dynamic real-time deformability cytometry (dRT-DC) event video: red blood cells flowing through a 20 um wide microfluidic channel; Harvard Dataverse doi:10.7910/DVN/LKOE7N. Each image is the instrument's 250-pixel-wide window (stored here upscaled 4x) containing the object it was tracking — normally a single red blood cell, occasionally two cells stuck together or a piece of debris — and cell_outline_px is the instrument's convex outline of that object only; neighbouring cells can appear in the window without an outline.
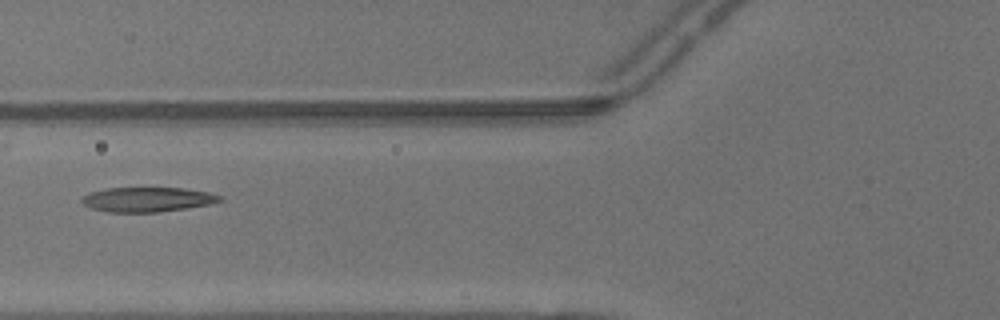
{"species": "common noctule bat (a hibernating species)", "species_latin": "Nyctalus noctula", "temperature_condition": "warm", "stored_images_in_passage": 7, "camera_frame_rate_fps": 3000, "um_per_image_px": 0.085, "animal": {"sex": "male", "body_mass_g": 13.3}, "frame": {"image": 1, "passage_image": 7, "time_ms": 2.0, "image_size_px": [1000, 320], "cell_outline_px": [[224, 200], [208, 204], [188, 208], [160, 212], [108, 212], [92, 208], [84, 204], [80, 200], [84, 196], [92, 192], [108, 188], [184, 188], [208, 192], [220, 196]], "centroid_in_image_um": [12.55, 16.96], "position_along_channel_um": 113.2, "area_um2": 19.65}}